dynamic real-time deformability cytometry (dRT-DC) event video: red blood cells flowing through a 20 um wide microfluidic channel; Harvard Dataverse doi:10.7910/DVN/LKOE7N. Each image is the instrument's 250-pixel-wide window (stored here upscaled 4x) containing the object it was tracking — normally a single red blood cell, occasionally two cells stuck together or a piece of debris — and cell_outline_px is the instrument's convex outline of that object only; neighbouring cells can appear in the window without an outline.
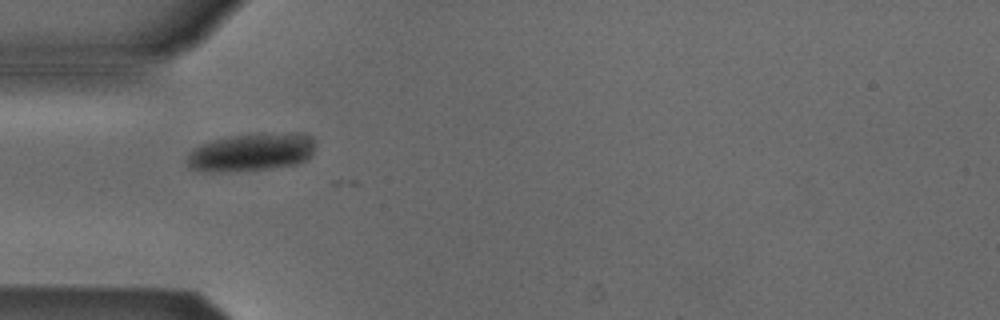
{"species": "Egyptian fruit bat (a non-hibernating species)", "species_latin": "Rousettus aegyptiacus", "temperature_condition": "cold", "stored_images_in_passage": 8, "camera_frame_rate_fps": 3000, "um_per_image_px": 0.085, "animal": {"sex": "male"}, "frame": {"image": 1, "passage_image": 1, "time_ms": 0.0, "image_size_px": [1000, 320], "cell_outline_px": [[316, 140], [312, 152], [304, 160], [292, 164], [268, 168], [224, 172], [212, 172], [188, 168], [184, 160], [188, 152], [192, 148], [200, 144], [212, 140], [228, 136], [308, 136]], "centroid_in_image_um": [21.16, 13.0], "position_along_channel_um": 63.8, "area_um2": 27.11}}
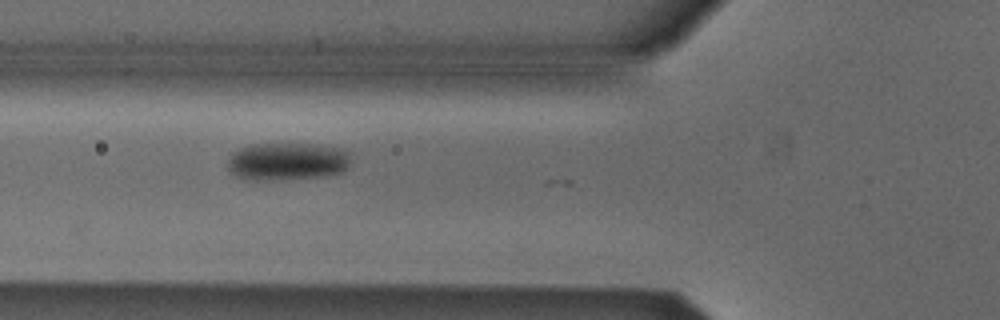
{"frame": {"image": 2, "passage_image": 4, "time_ms": 1.0, "image_size_px": [1000, 320], "cell_outline_px": [[348, 168], [340, 172], [320, 176], [256, 180], [248, 180], [236, 176], [228, 168], [228, 160], [232, 152], [240, 148], [252, 144], [312, 144], [344, 148], [348, 152]], "centroid_in_image_um": [24.38, 13.7], "position_along_channel_um": 101.4, "area_um2": 26.7}}
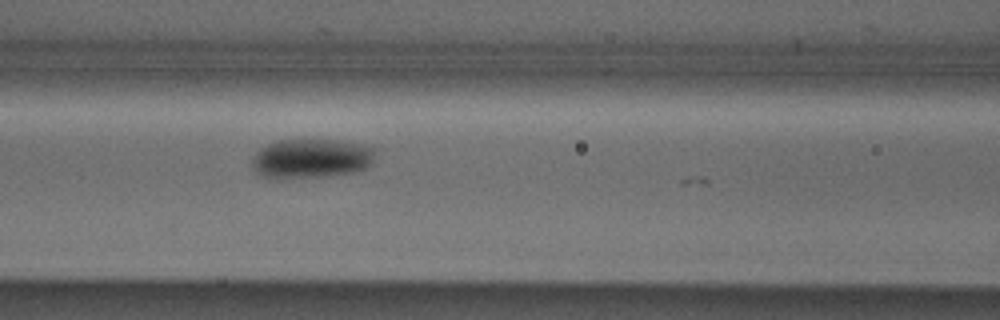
{"frame": {"image": 3, "passage_image": 7, "time_ms": 2.0, "image_size_px": [1000, 320], "cell_outline_px": [[376, 148], [372, 164], [364, 168], [352, 172], [324, 176], [280, 180], [264, 176], [256, 172], [252, 164], [252, 160], [256, 152], [260, 148], [276, 140], [336, 140], [360, 144]], "centroid_in_image_um": [26.43, 13.48], "position_along_channel_um": 140.2, "area_um2": 28.44}}